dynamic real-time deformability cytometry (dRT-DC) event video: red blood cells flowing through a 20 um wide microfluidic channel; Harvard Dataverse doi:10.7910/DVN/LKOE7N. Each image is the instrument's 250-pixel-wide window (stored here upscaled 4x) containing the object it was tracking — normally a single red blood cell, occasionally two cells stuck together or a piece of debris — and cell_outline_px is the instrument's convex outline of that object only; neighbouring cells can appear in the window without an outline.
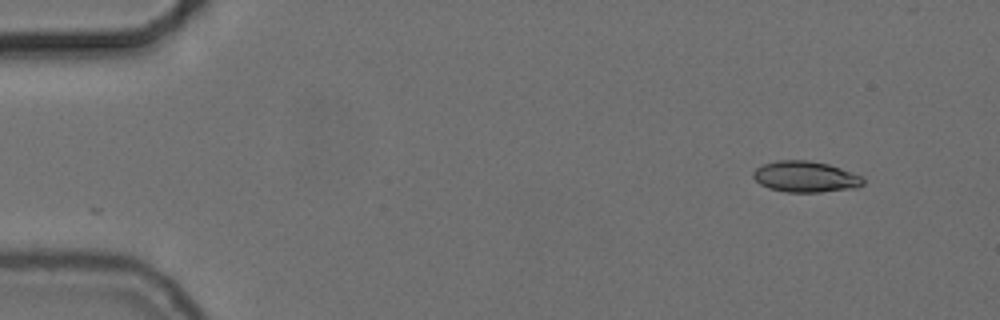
{"species": "common noctule bat (a hibernating species)", "species_latin": "Nyctalus noctula", "temperature_condition": "cold", "stored_images_in_passage": 51, "camera_frame_rate_fps": 3000, "um_per_image_px": 0.085, "animal": {"sex": "female", "body_mass_g": 24.6, "forearm_length_mm": 56.2}, "frame": {"image": 1, "passage_image": 1, "time_ms": 0.0, "image_size_px": [1000, 320], "cell_outline_px": [[864, 184], [856, 188], [820, 192], [788, 192], [768, 188], [760, 184], [752, 176], [752, 172], [756, 168], [764, 164], [776, 160], [808, 160], [828, 164], [840, 168], [860, 176], [864, 180]], "centroid_in_image_um": [68.44, 15.02], "position_along_channel_um": 16.6, "area_um2": 19.83}}
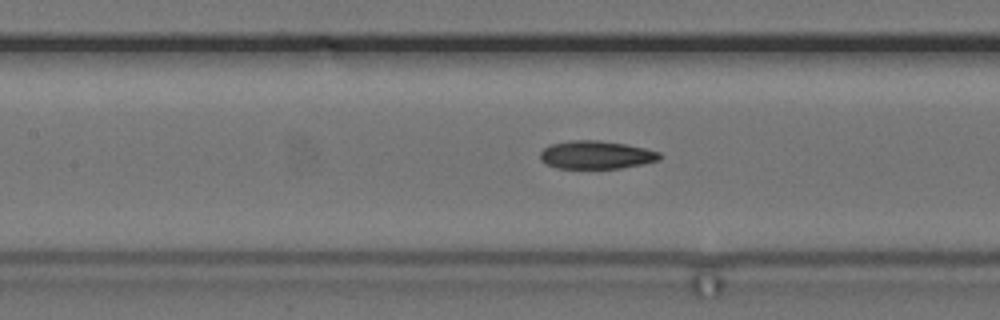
{"frame": {"image": 2, "passage_image": 21, "time_ms": 6.667, "image_size_px": [1000, 320], "cell_outline_px": [[664, 156], [660, 160], [644, 164], [620, 168], [556, 168], [544, 164], [540, 160], [540, 152], [544, 148], [552, 144], [572, 140], [600, 140], [624, 144], [644, 148], [660, 152]], "centroid_in_image_um": [50.69, 13.17], "position_along_channel_um": 156.7, "area_um2": 19.71}}
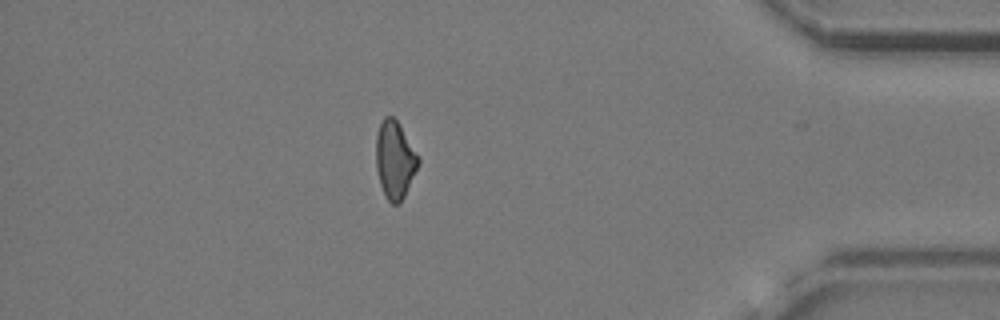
{"frame": {"image": 3, "passage_image": 44, "time_ms": 14.333, "image_size_px": [1000, 320], "cell_outline_px": [[420, 160], [404, 196], [396, 204], [392, 204], [384, 196], [380, 184], [376, 168], [376, 136], [380, 124], [384, 116], [392, 116], [400, 124], [420, 156]], "centroid_in_image_um": [33.55, 13.55], "position_along_channel_um": 401.6, "area_um2": 19.07}, "authors_computed_cell_mechanics": {"area_um2": 19.7676, "velocity_mm_per_s": 3.7166, "shape_relaxation_time_tau1_ms": 7.0317, "shape_relaxation_time_tau2_ms": null, "deformation_change_tau1": 0.1533, "deformation_change_tau2": null}}